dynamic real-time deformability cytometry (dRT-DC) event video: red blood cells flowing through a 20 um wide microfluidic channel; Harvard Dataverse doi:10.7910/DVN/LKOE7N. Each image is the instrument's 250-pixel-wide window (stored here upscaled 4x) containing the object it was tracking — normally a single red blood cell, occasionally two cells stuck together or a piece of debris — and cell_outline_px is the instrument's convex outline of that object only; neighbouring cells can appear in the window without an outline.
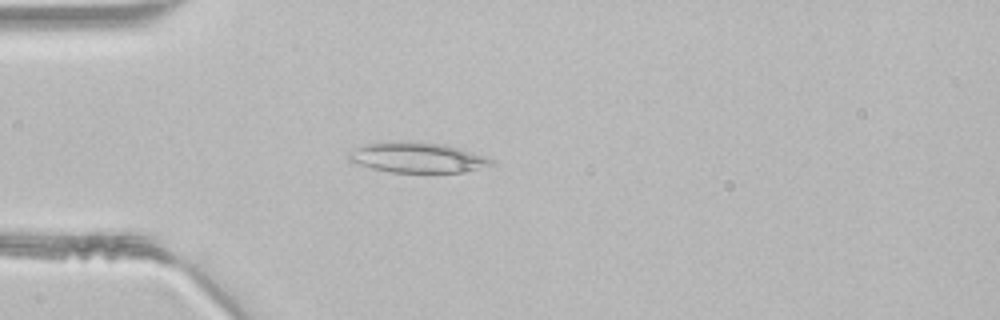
{"species": "common noctule bat (a hibernating species)", "species_latin": "Nyctalus noctula", "temperature_condition": "room temperature", "stored_images_in_passage": 41, "camera_frame_rate_fps": 3000, "um_per_image_px": 0.085, "animal": {"sex": "male", "body_mass_g": 21.5, "forearm_length_mm": 52.0}, "frame": {"image": 1, "passage_image": 7, "time_ms": 2.0, "image_size_px": [1000, 320], "cell_outline_px": [[496, 164], [464, 172], [392, 172], [372, 168], [348, 160], [348, 156], [356, 148], [364, 144], [400, 140], [416, 140], [444, 144], [460, 148], [472, 152], [492, 160]], "centroid_in_image_um": [35.48, 13.37], "position_along_channel_um": 49.5, "area_um2": 25.14}}
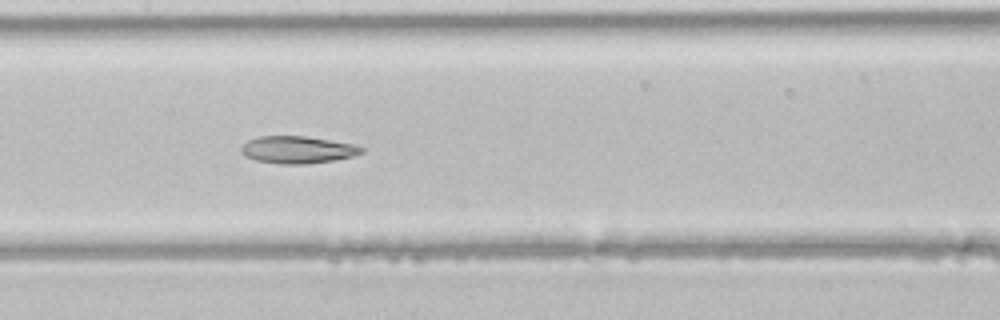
{"frame": {"image": 2, "passage_image": 17, "time_ms": 5.333, "image_size_px": [1000, 320], "cell_outline_px": [[364, 152], [352, 156], [336, 160], [308, 164], [280, 164], [256, 160], [244, 156], [240, 152], [240, 148], [248, 140], [260, 136], [304, 136], [352, 144], [364, 148]], "centroid_in_image_um": [25.26, 12.74], "position_along_channel_um": 182.1, "area_um2": 19.07}}
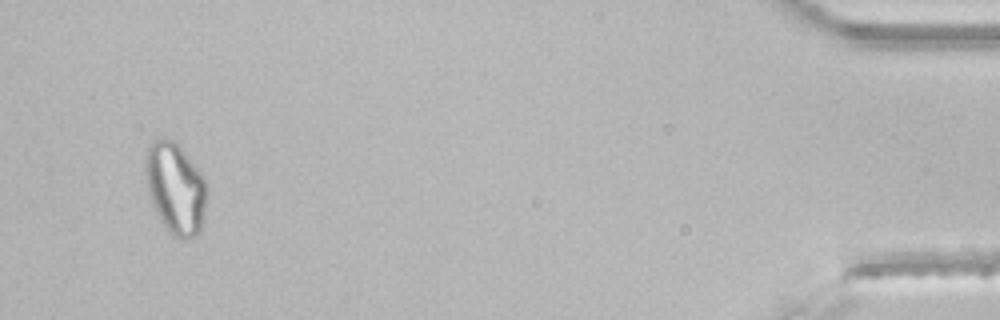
{"frame": {"image": 3, "passage_image": 39, "time_ms": 12.667, "image_size_px": [1000, 320], "cell_outline_px": [[204, 208], [200, 232], [196, 236], [188, 240], [184, 240], [172, 236], [160, 220], [152, 204], [148, 188], [144, 168], [148, 148], [152, 140], [164, 136], [172, 140], [180, 148], [200, 172], [204, 180]], "centroid_in_image_um": [14.87, 16.02], "position_along_channel_um": 420.3, "area_um2": 32.08}}